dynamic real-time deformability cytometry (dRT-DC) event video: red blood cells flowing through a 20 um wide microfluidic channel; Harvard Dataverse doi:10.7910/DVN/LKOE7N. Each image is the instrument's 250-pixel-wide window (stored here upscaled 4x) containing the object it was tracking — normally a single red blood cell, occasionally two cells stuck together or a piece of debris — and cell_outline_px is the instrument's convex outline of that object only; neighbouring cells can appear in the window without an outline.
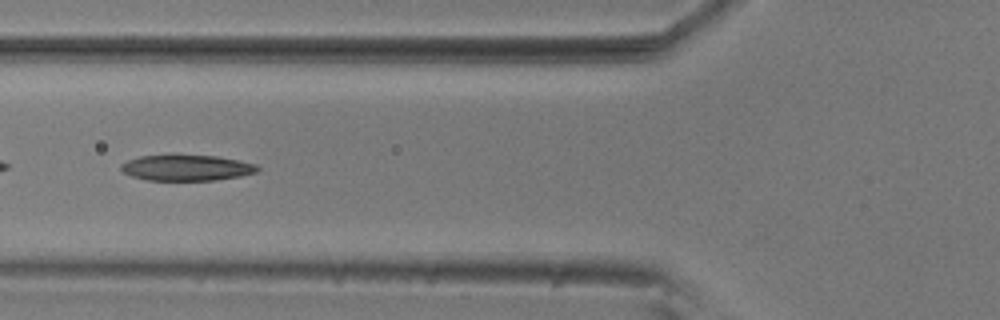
{"species": "common noctule bat (a hibernating species)", "species_latin": "Nyctalus noctula", "temperature_condition": "room temperature", "stored_images_in_passage": 51, "camera_frame_rate_fps": 3000, "um_per_image_px": 0.085, "animal": {"sex": "male", "body_mass_g": 20.5, "forearm_length_mm": 52.5}, "frame": {"image": 1, "passage_image": 19, "time_ms": 6.0, "image_size_px": [1000, 320], "cell_outline_px": [[260, 168], [256, 172], [240, 176], [216, 180], [148, 180], [132, 176], [124, 172], [120, 168], [120, 164], [128, 160], [140, 156], [216, 156], [256, 164]], "centroid_in_image_um": [15.86, 14.27], "position_along_channel_um": 109.9, "area_um2": 20.11}}
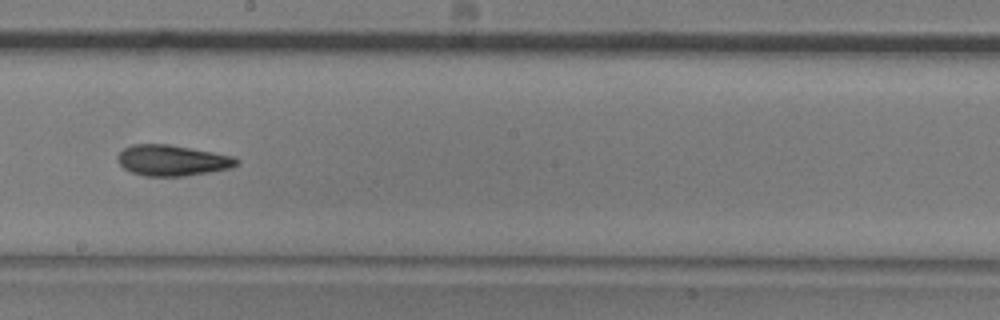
{"frame": {"image": 2, "passage_image": 29, "time_ms": 9.333, "image_size_px": [1000, 320], "cell_outline_px": [[240, 160], [232, 168], [184, 176], [144, 176], [132, 172], [124, 168], [116, 160], [116, 156], [124, 148], [132, 144], [168, 144], [212, 152], [232, 156]], "centroid_in_image_um": [14.61, 13.63], "position_along_channel_um": 233.6, "area_um2": 21.27}}
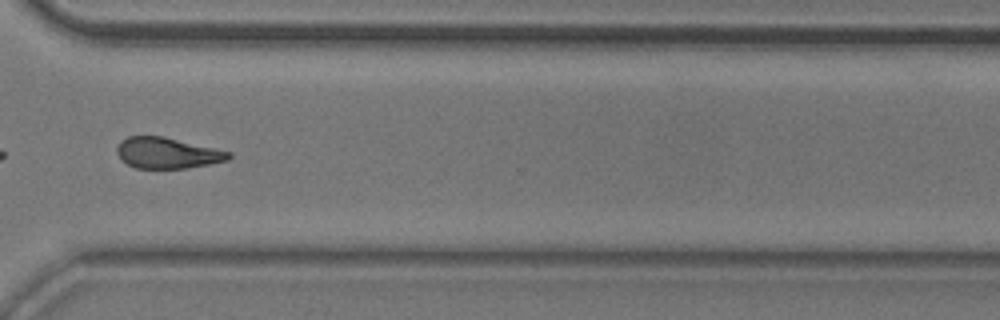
{"frame": {"image": 3, "passage_image": 39, "time_ms": 12.667, "image_size_px": [1000, 320], "cell_outline_px": [[232, 156], [228, 160], [188, 168], [136, 168], [128, 164], [116, 152], [116, 148], [120, 140], [128, 136], [164, 136], [232, 152]], "centroid_in_image_um": [14.23, 12.99], "position_along_channel_um": 356.4, "area_um2": 20.11}, "authors_computed_cell_mechanics": {"area_um2": 21.1548, "velocity_mm_per_s": 3.6977, "shape_relaxation_time_tau1_ms": 6.8921, "shape_relaxation_time_tau2_ms": 3.2994, "deformation_change_tau1": 0.1828, "deformation_change_tau2": 0.1115}}